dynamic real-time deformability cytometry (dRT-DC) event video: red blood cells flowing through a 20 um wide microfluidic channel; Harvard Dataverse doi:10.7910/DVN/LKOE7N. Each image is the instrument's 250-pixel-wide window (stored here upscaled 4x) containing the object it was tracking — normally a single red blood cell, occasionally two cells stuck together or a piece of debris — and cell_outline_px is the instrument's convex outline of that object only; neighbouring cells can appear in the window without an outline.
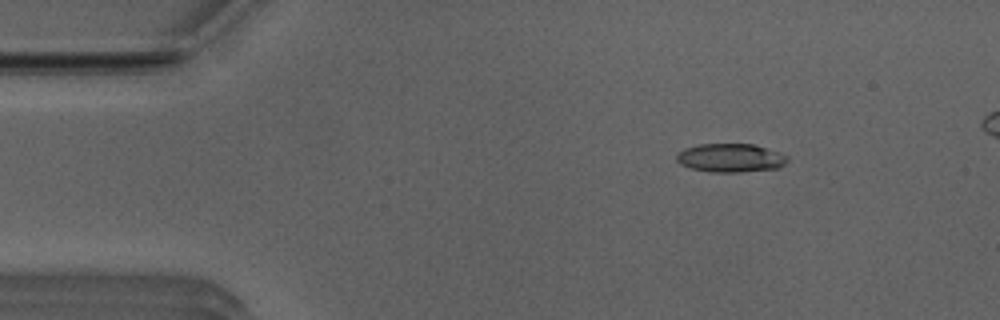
{"species": "Egyptian fruit bat (a non-hibernating species)", "species_latin": "Rousettus aegyptiacus", "temperature_condition": "room temperature", "stored_images_in_passage": 32, "camera_frame_rate_fps": 3000, "um_per_image_px": 0.085, "animal": {"sex": "male"}, "frame": {"image": 1, "passage_image": 1, "time_ms": 0.0, "image_size_px": [1000, 320], "cell_outline_px": [[788, 160], [784, 164], [776, 168], [740, 172], [712, 172], [692, 168], [680, 164], [676, 160], [676, 156], [684, 148], [700, 144], [752, 144], [788, 156]], "centroid_in_image_um": [62.06, 13.42], "position_along_channel_um": 22.9, "area_um2": 18.15}}
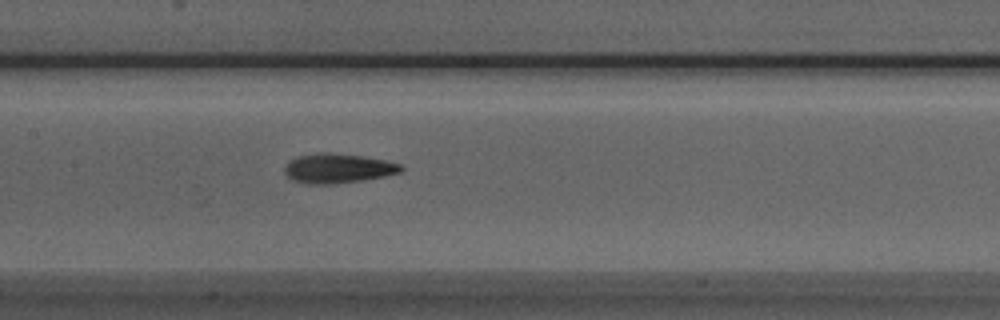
{"frame": {"image": 2, "passage_image": 18, "time_ms": 5.667, "image_size_px": [1000, 320], "cell_outline_px": [[404, 168], [400, 172], [384, 176], [364, 180], [332, 184], [304, 184], [292, 180], [284, 172], [284, 168], [296, 156], [320, 152], [328, 152], [360, 156], [384, 160], [400, 164]], "centroid_in_image_um": [28.7, 14.32], "position_along_channel_um": 178.7, "area_um2": 19.94}}
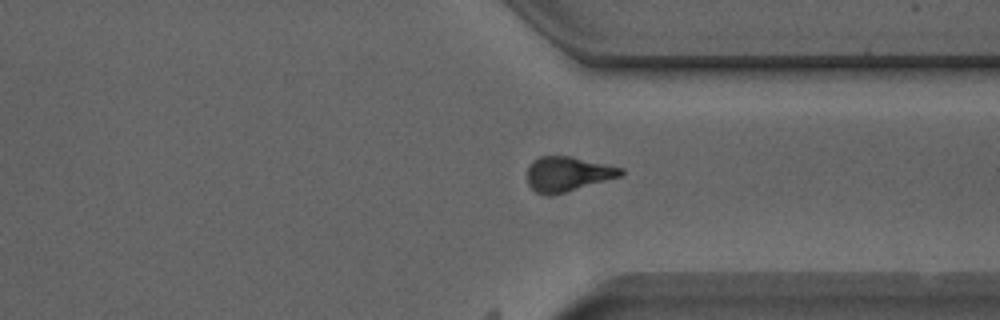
{"frame": {"image": 3, "passage_image": 32, "time_ms": 10.333, "image_size_px": [1000, 320], "cell_outline_px": [[624, 172], [620, 176], [552, 196], [548, 196], [536, 192], [528, 184], [528, 168], [532, 160], [540, 156], [572, 156], [624, 168]], "centroid_in_image_um": [48.24, 14.78], "position_along_channel_um": 363.2, "area_um2": 18.96}}